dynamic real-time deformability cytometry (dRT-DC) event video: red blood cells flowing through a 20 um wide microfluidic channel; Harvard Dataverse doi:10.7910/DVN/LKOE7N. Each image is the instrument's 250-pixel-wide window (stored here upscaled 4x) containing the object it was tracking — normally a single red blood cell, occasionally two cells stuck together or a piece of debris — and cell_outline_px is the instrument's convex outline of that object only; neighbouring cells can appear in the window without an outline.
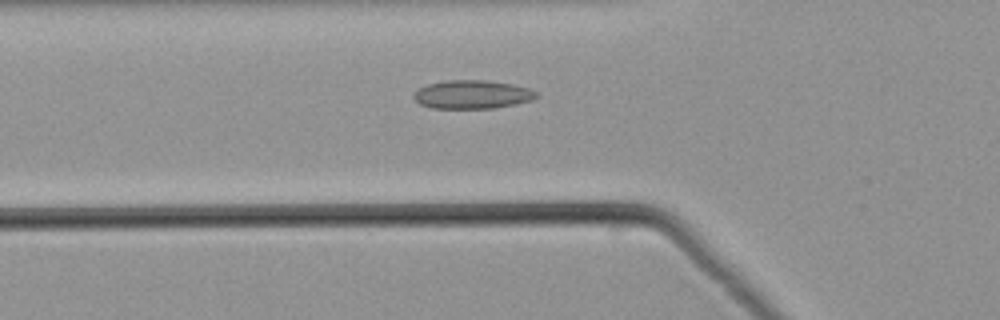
{"species": "common noctule bat (a hibernating species)", "species_latin": "Nyctalus noctula", "temperature_condition": "warm", "stored_images_in_passage": 44, "camera_frame_rate_fps": 3000, "um_per_image_px": 0.085, "animal": {"sex": "male", "body_mass_g": 21.5, "forearm_length_mm": 52.0}, "frame": {"image": 1, "passage_image": 11, "time_ms": 3.333, "image_size_px": [1000, 320], "cell_outline_px": [[540, 96], [532, 100], [516, 104], [492, 108], [432, 108], [420, 104], [412, 96], [420, 88], [428, 84], [444, 80], [488, 80], [512, 84], [528, 88], [540, 92]], "centroid_in_image_um": [40.19, 8.02], "position_along_channel_um": 85.6, "area_um2": 20.46}}
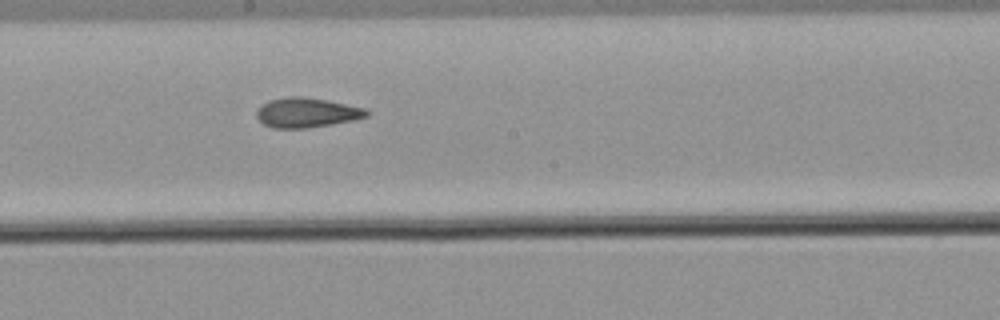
{"frame": {"image": 2, "passage_image": 21, "time_ms": 6.667, "image_size_px": [1000, 320], "cell_outline_px": [[368, 116], [352, 120], [332, 124], [304, 128], [272, 128], [264, 124], [256, 116], [256, 112], [268, 100], [288, 96], [300, 96], [328, 100], [364, 108], [368, 112]], "centroid_in_image_um": [26.05, 9.57], "position_along_channel_um": 222.2, "area_um2": 18.84}}
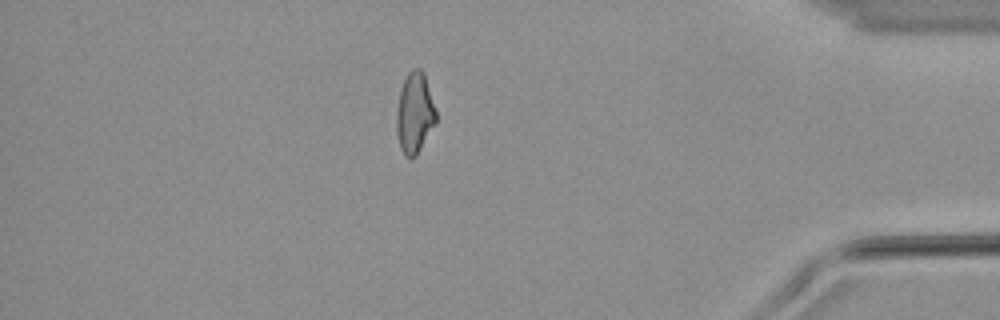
{"frame": {"image": 3, "passage_image": 37, "time_ms": 12.0, "image_size_px": [1000, 320], "cell_outline_px": [[436, 124], [416, 156], [404, 156], [400, 148], [396, 132], [396, 112], [400, 88], [408, 72], [412, 68], [420, 68], [424, 72], [436, 112]], "centroid_in_image_um": [35.24, 9.6], "position_along_channel_um": 400.0, "area_um2": 18.73}}